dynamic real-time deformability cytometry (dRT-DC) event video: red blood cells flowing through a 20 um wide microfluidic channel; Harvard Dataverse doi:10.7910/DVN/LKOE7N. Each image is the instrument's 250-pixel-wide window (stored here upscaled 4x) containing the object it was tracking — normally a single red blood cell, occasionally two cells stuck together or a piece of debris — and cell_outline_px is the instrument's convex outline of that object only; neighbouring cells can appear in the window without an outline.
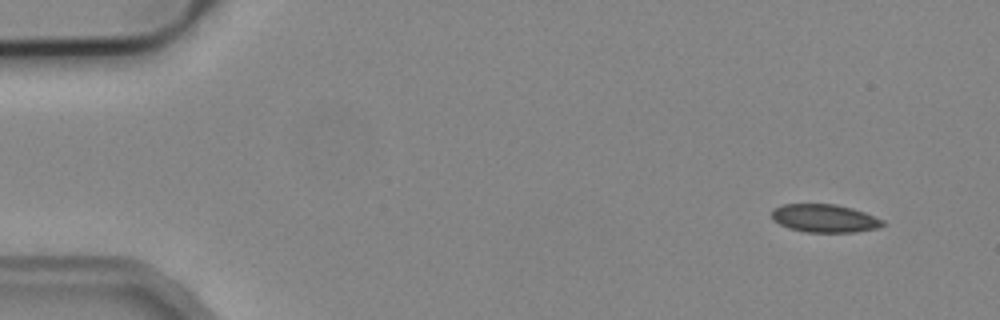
{"species": "common noctule bat (a hibernating species)", "species_latin": "Nyctalus noctula", "temperature_condition": "cold", "stored_images_in_passage": 4, "camera_frame_rate_fps": 3000, "um_per_image_px": 0.085, "animal": {"sex": "male", "body_mass_g": 19.2, "forearm_length_mm": 51.8}, "frame": {"image": 1, "passage_image": 1, "time_ms": 0.0, "image_size_px": [1000, 320], "cell_outline_px": [[888, 224], [880, 228], [856, 232], [804, 232], [788, 228], [772, 220], [772, 208], [784, 204], [836, 204], [852, 208], [864, 212], [884, 220]], "centroid_in_image_um": [70.12, 18.56], "position_along_channel_um": 14.9, "area_um2": 18.44}}